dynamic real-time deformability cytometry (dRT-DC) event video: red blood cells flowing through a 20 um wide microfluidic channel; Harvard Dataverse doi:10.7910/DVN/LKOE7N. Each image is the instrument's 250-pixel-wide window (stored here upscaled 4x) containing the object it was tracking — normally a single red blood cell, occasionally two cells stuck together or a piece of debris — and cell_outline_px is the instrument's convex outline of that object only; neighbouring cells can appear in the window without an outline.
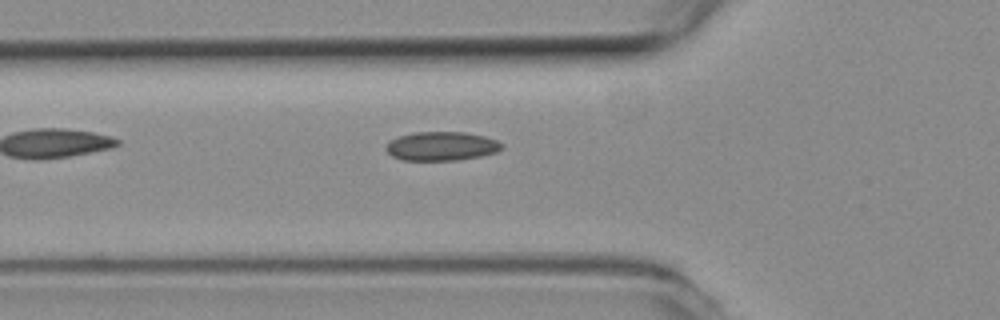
{"species": "common noctule bat (a hibernating species)", "species_latin": "Nyctalus noctula", "temperature_condition": "room temperature", "stored_images_in_passage": 2, "camera_frame_rate_fps": 3000, "um_per_image_px": 0.085, "animal": {"sex": "female", "body_mass_g": 19.3, "forearm_length_mm": 54.1}, "frame": {"image": 1, "passage_image": 2, "time_ms": 0.333, "image_size_px": [1000, 320], "cell_outline_px": [[504, 144], [496, 152], [480, 156], [456, 160], [400, 160], [392, 156], [384, 148], [392, 140], [400, 136], [416, 132], [464, 132], [484, 136], [496, 140]], "centroid_in_image_um": [37.52, 12.42], "position_along_channel_um": 88.3, "area_um2": 19.31}}